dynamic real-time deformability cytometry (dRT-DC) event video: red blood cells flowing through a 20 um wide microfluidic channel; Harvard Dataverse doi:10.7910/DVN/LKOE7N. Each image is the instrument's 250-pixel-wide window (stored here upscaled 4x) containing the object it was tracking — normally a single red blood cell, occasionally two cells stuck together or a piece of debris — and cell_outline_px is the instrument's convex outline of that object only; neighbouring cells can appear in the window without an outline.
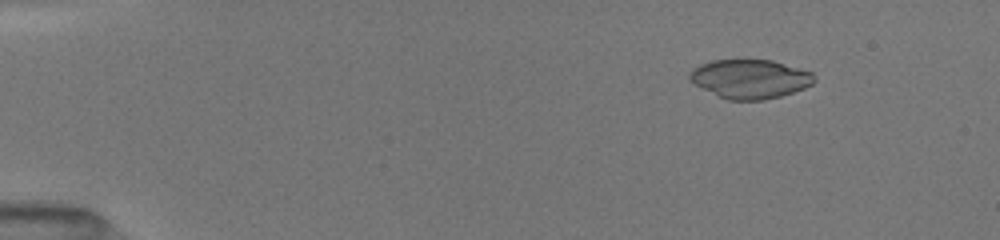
{"species": "common noctule bat (a hibernating species)", "species_latin": "Nyctalus noctula", "temperature_condition": "room temperature", "stored_images_in_passage": 22, "camera_frame_rate_fps": 3000, "um_per_image_px": 0.085, "animal": {"sex": "female", "body_mass_g": 19.5, "forearm_length_mm": 54.1}, "frame": {"image": 1, "passage_image": 6, "time_ms": 1.667, "image_size_px": [1000, 240], "cell_outline_px": [[816, 80], [812, 84], [804, 88], [780, 96], [764, 100], [728, 100], [688, 80], [688, 76], [692, 68], [700, 64], [712, 60], [772, 60], [812, 72]], "centroid_in_image_um": [63.75, 6.7], "position_along_channel_um": 21.2, "area_um2": 28.09}}
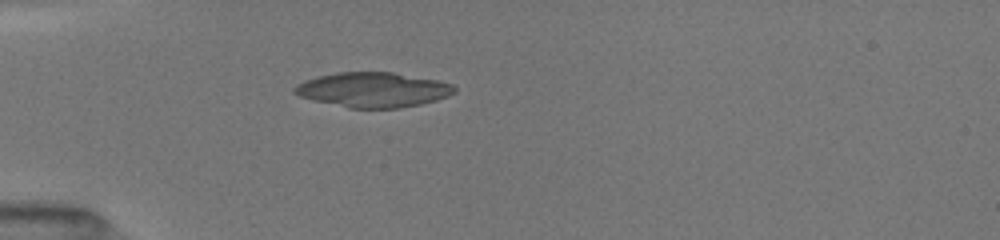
{"frame": {"image": 2, "passage_image": 15, "time_ms": 4.667, "image_size_px": [1000, 240], "cell_outline_px": [[456, 92], [448, 96], [436, 100], [420, 104], [400, 108], [348, 108], [312, 100], [300, 96], [292, 92], [292, 88], [296, 84], [304, 80], [316, 76], [336, 72], [392, 72], [436, 80], [452, 84], [456, 88]], "centroid_in_image_um": [31.67, 7.63], "position_along_channel_um": 53.3, "area_um2": 32.66}}